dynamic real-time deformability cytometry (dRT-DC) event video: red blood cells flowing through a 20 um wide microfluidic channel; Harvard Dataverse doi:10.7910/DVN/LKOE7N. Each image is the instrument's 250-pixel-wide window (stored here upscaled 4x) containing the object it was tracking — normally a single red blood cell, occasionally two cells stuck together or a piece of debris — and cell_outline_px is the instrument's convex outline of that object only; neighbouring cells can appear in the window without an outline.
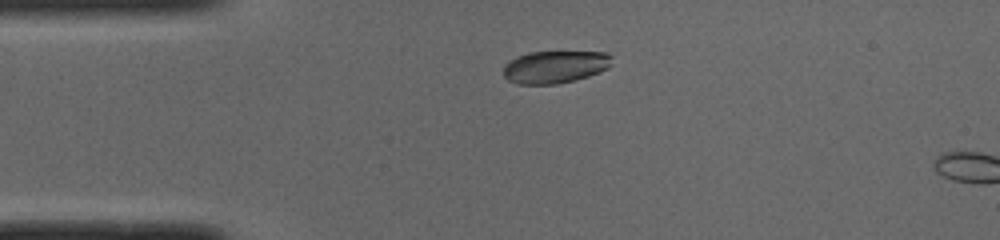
{"species": "common noctule bat (a hibernating species)", "species_latin": "Nyctalus noctula", "temperature_condition": "cold", "stored_images_in_passage": 3, "camera_frame_rate_fps": 3000, "um_per_image_px": 0.085, "animal": {"sex": "male", "body_mass_g": 19.0, "forearm_length_mm": 50.8}, "frame": {"image": 1, "passage_image": 1, "time_ms": 0.0, "image_size_px": [1000, 240], "cell_outline_px": [[612, 64], [608, 68], [600, 72], [576, 80], [556, 84], [516, 84], [508, 80], [504, 76], [504, 64], [528, 52], [608, 52], [612, 56]], "centroid_in_image_um": [47.21, 5.69], "position_along_channel_um": 37.8, "area_um2": 20.58}}